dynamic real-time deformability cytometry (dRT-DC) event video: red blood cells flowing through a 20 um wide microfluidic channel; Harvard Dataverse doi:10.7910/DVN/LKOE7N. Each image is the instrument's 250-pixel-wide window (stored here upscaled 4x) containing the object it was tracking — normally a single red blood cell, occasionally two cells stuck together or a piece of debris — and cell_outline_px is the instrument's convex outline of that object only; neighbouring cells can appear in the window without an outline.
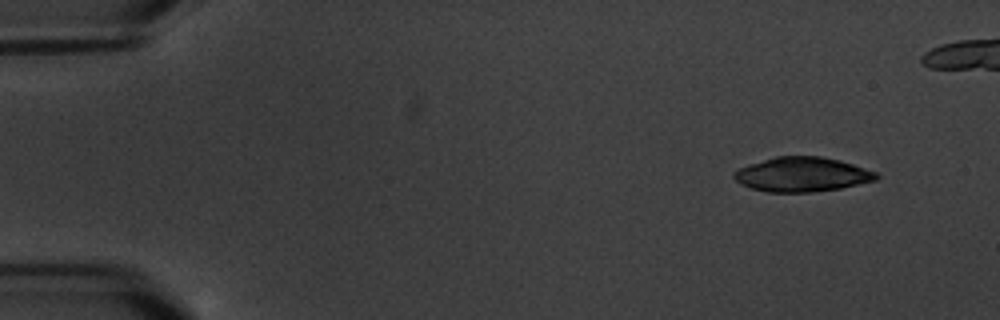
{"species": "common noctule bat (a hibernating species)", "species_latin": "Nyctalus noctula", "temperature_condition": "warm", "stored_images_in_passage": 4, "camera_frame_rate_fps": 3000, "um_per_image_px": 0.085, "animal": {"sex": "male", "body_mass_g": 20.1, "forearm_length_mm": 53.5}, "frame": {"image": 1, "passage_image": 1, "time_ms": 0.0, "image_size_px": [1000, 320], "cell_outline_px": [[880, 176], [876, 180], [840, 188], [812, 192], [768, 192], [752, 188], [740, 184], [732, 176], [732, 172], [748, 164], [776, 156], [820, 156], [840, 160], [876, 172]], "centroid_in_image_um": [68.15, 14.82], "position_along_channel_um": 16.8, "area_um2": 28.55}}